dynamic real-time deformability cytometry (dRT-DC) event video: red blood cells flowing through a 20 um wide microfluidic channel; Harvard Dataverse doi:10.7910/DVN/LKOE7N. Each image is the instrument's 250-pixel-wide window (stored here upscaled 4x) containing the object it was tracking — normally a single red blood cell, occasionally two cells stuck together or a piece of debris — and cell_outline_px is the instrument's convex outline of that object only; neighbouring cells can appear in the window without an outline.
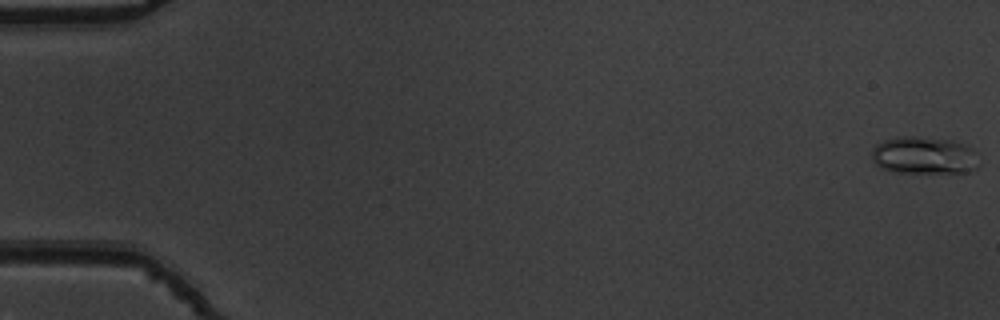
{"species": "common noctule bat (a hibernating species)", "species_latin": "Nyctalus noctula", "temperature_condition": "warm", "stored_images_in_passage": 9, "camera_frame_rate_fps": 3000, "um_per_image_px": 0.085, "animal": {"sex": "male", "body_mass_g": 19.5, "forearm_length_mm": 54.6}, "frame": {"image": 1, "passage_image": 1, "time_ms": 0.0, "image_size_px": [1000, 320], "cell_outline_px": [[976, 168], [968, 172], [896, 172], [880, 168], [872, 160], [872, 148], [876, 144], [884, 140], [904, 136], [912, 136], [952, 140], [968, 144], [972, 148]], "centroid_in_image_um": [78.49, 13.2], "position_along_channel_um": 6.5, "area_um2": 23.12}}